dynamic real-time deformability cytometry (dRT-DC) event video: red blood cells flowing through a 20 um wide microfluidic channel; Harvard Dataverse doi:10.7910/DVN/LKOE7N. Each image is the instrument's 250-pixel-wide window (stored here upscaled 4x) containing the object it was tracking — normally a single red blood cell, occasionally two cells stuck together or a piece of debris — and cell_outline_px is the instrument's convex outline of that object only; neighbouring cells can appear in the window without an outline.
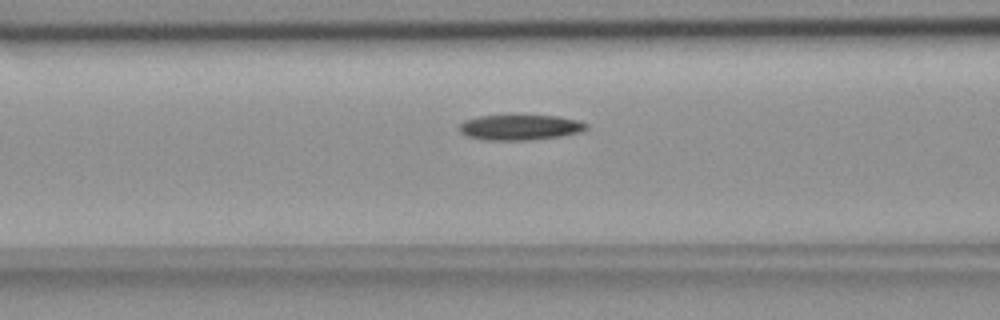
{"species": "common noctule bat (a hibernating species)", "species_latin": "Nyctalus noctula", "temperature_condition": "room temperature", "stored_images_in_passage": 55, "camera_frame_rate_fps": 3000, "um_per_image_px": 0.085, "animal": {"sex": "female", "body_mass_g": 18.4}, "frame": {"image": 1, "passage_image": 22, "time_ms": 7.0, "image_size_px": [1000, 320], "cell_outline_px": [[588, 128], [580, 132], [560, 136], [528, 140], [480, 140], [468, 136], [460, 132], [460, 124], [464, 120], [480, 116], [556, 116], [576, 120], [588, 124]], "centroid_in_image_um": [44.18, 10.83], "position_along_channel_um": 122.4, "area_um2": 18.55}}
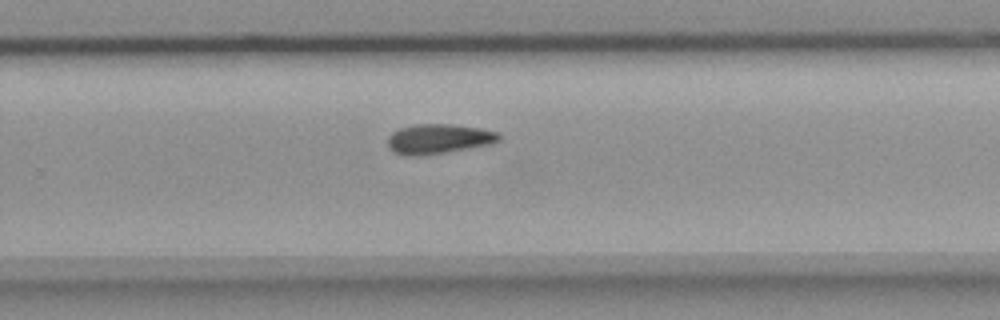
{"frame": {"image": 2, "passage_image": 36, "time_ms": 11.667, "image_size_px": [1000, 320], "cell_outline_px": [[500, 140], [492, 144], [444, 152], [416, 156], [408, 156], [396, 152], [388, 148], [388, 136], [392, 132], [400, 128], [416, 124], [452, 124], [480, 128], [496, 132], [500, 136]], "centroid_in_image_um": [37.27, 11.8], "position_along_channel_um": 292.5, "area_um2": 19.13}}
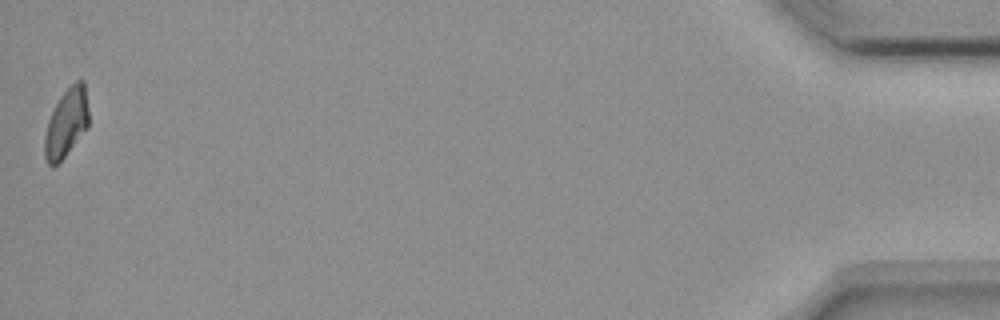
{"frame": {"image": 3, "passage_image": 55, "time_ms": 18.0, "image_size_px": [1000, 320], "cell_outline_px": [[88, 128], [64, 156], [52, 168], [48, 164], [44, 156], [44, 136], [48, 120], [60, 96], [76, 80], [84, 80], [88, 108]], "centroid_in_image_um": [5.64, 10.45], "position_along_channel_um": 429.6, "area_um2": 17.51}}